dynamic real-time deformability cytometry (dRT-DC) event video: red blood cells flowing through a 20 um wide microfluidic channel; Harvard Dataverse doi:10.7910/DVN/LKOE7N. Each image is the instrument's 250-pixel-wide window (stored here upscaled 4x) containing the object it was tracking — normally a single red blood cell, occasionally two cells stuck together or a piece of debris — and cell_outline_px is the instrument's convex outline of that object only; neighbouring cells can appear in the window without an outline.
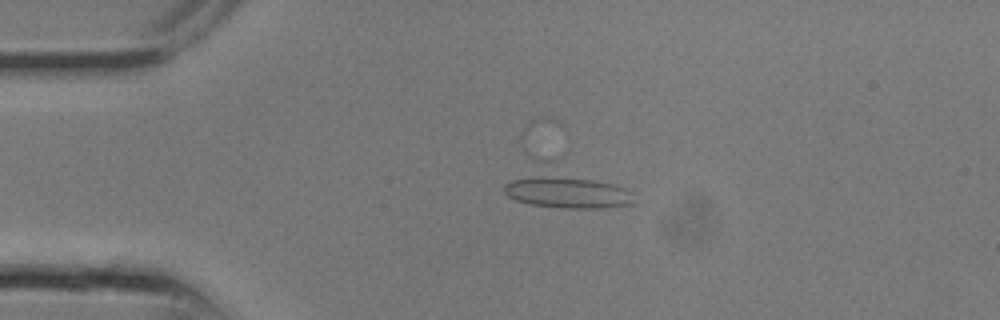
{"species": "common noctule bat (a hibernating species)", "species_latin": "Nyctalus noctula", "temperature_condition": "room temperature", "stored_images_in_passage": 13, "camera_frame_rate_fps": 3000, "um_per_image_px": 0.085, "animal": {"sex": "male", "body_mass_g": 13.3}, "frame": {"image": 1, "passage_image": 4, "time_ms": 1.0, "image_size_px": [1000, 320], "cell_outline_px": [[632, 204], [600, 208], [564, 208], [528, 204], [516, 200], [508, 196], [504, 192], [504, 184], [532, 156], [564, 152], [632, 192]], "centroid_in_image_um": [47.97, 15.68], "position_along_channel_um": 37.0, "area_um2": 35.37}}
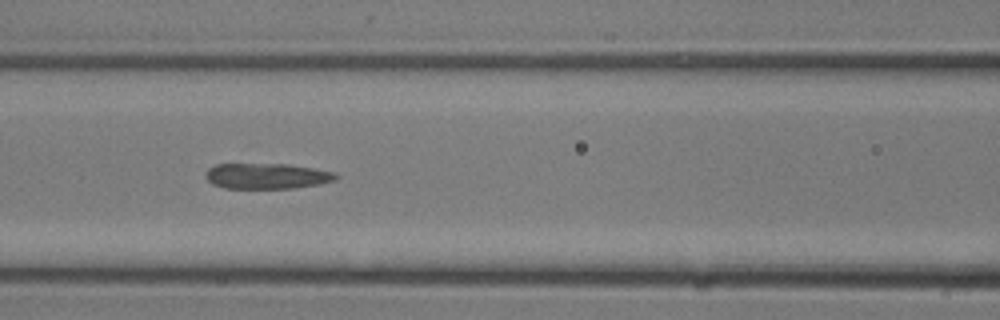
{"frame": {"image": 2, "passage_image": 9, "time_ms": 2.667, "image_size_px": [1000, 320], "cell_outline_px": [[340, 176], [336, 180], [320, 184], [292, 188], [224, 188], [212, 184], [204, 176], [204, 172], [208, 168], [216, 164], [288, 164], [336, 172]], "centroid_in_image_um": [22.68, 14.96], "position_along_channel_um": 143.9, "area_um2": 19.59}}
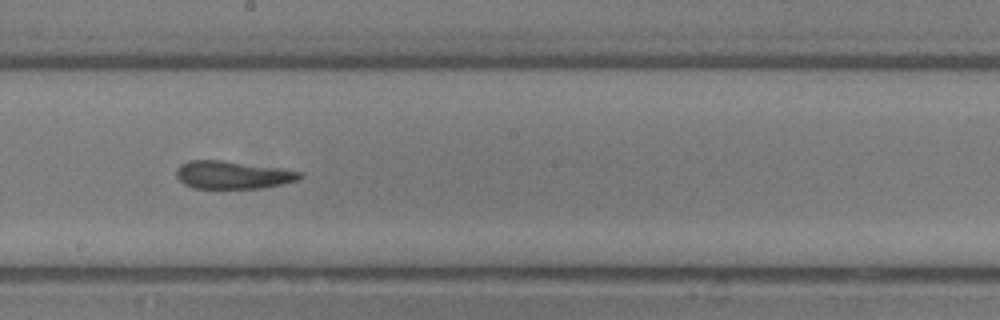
{"frame": {"image": 3, "passage_image": 12, "time_ms": 3.667, "image_size_px": [1000, 320], "cell_outline_px": [[304, 176], [300, 180], [264, 188], [192, 188], [184, 184], [176, 176], [176, 168], [180, 164], [188, 160], [224, 160], [280, 168], [304, 172]], "centroid_in_image_um": [19.81, 14.86], "position_along_channel_um": 228.4, "area_um2": 20.35}}